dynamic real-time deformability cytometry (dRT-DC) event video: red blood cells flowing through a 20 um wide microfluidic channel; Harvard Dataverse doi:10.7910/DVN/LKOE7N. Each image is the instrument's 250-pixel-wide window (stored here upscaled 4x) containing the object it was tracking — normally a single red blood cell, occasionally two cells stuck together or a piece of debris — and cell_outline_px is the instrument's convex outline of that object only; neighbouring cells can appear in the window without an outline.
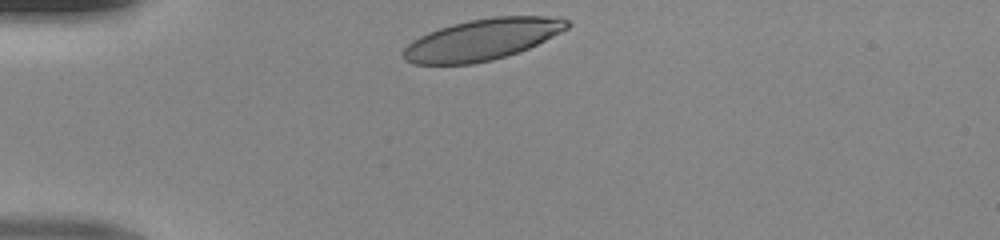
{"species": "human", "species_latin": "Homo sapiens", "temperature_condition": "room temperature", "stored_images_in_passage": 29, "camera_frame_rate_fps": 3000, "um_per_image_px": 0.085, "donor": {"sex": "male"}, "frame": {"image": 1, "passage_image": 1, "time_ms": 0.0, "image_size_px": [1000, 240], "cell_outline_px": [[572, 24], [568, 28], [528, 48], [492, 60], [472, 64], [412, 64], [404, 60], [404, 48], [412, 40], [428, 32], [452, 24], [468, 20], [492, 16], [560, 16], [568, 20]], "centroid_in_image_um": [40.99, 3.34], "position_along_channel_um": 44.0, "area_um2": 39.3}}
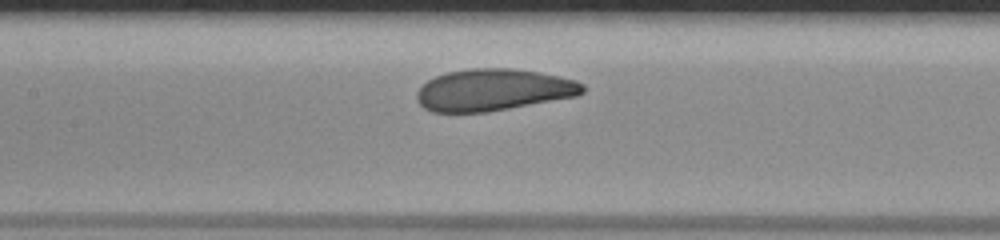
{"frame": {"image": 2, "passage_image": 12, "time_ms": 3.667, "image_size_px": [1000, 240], "cell_outline_px": [[584, 92], [576, 96], [488, 112], [432, 112], [424, 108], [416, 100], [416, 92], [428, 80], [436, 76], [448, 72], [472, 68], [508, 68], [536, 72], [560, 76], [576, 80], [584, 84]], "centroid_in_image_um": [41.92, 7.64], "position_along_channel_um": 165.5, "area_um2": 40.29}}
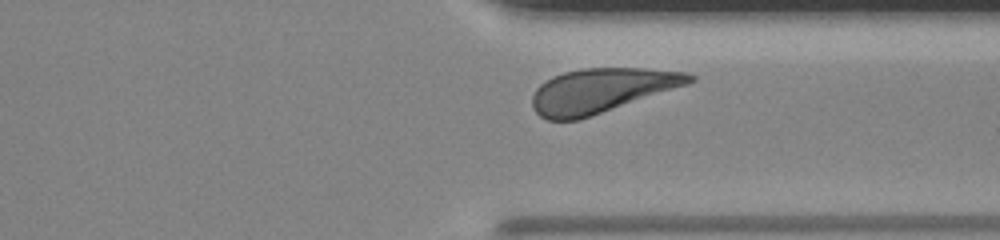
{"frame": {"image": 3, "passage_image": 26, "time_ms": 8.333, "image_size_px": [1000, 240], "cell_outline_px": [[696, 80], [688, 84], [580, 120], [548, 120], [540, 116], [532, 108], [532, 96], [536, 88], [544, 80], [552, 76], [564, 72], [584, 68], [644, 68], [688, 72], [696, 76]], "centroid_in_image_um": [51.1, 7.69], "position_along_channel_um": 360.3, "area_um2": 40.81}}